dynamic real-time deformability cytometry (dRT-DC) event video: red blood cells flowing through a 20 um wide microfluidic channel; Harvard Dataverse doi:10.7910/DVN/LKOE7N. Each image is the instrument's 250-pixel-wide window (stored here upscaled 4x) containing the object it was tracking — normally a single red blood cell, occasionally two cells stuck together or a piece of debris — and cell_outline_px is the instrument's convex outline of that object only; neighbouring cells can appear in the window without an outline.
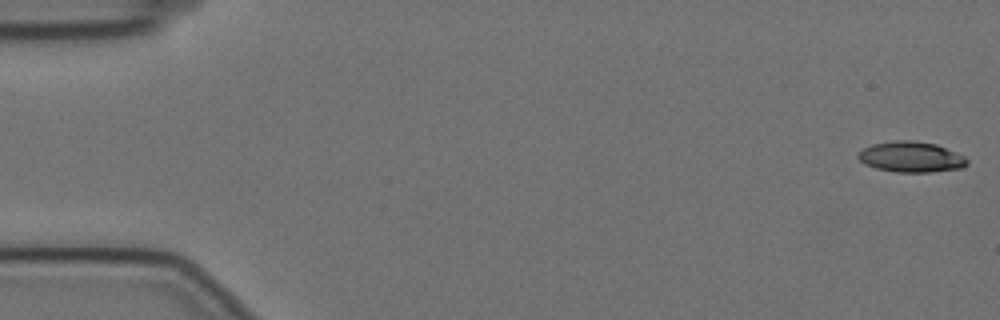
{"species": "Egyptian fruit bat (a non-hibernating species)", "species_latin": "Rousettus aegyptiacus", "temperature_condition": "cold", "stored_images_in_passage": 57, "camera_frame_rate_fps": 3000, "um_per_image_px": 0.085, "animal": {"sex": "female"}, "frame": {"image": 1, "passage_image": 1, "time_ms": 0.0, "image_size_px": [1000, 320], "cell_outline_px": [[968, 164], [964, 168], [932, 172], [896, 172], [876, 168], [864, 164], [856, 156], [864, 148], [872, 144], [896, 140], [908, 140], [936, 144], [964, 156], [968, 160]], "centroid_in_image_um": [77.45, 13.35], "position_along_channel_um": 7.5, "area_um2": 19.42}}
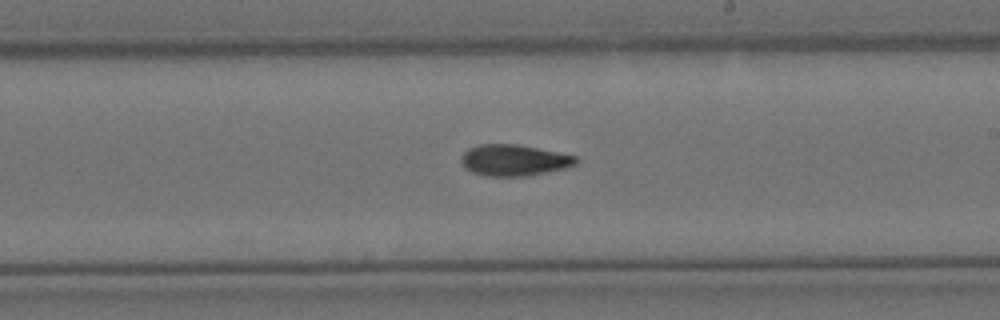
{"frame": {"image": 2, "passage_image": 33, "time_ms": 10.667, "image_size_px": [1000, 320], "cell_outline_px": [[580, 160], [576, 164], [564, 168], [528, 176], [488, 176], [472, 172], [464, 168], [460, 160], [464, 152], [468, 148], [480, 144], [516, 144], [576, 156]], "centroid_in_image_um": [43.66, 13.62], "position_along_channel_um": 245.3, "area_um2": 20.81}}
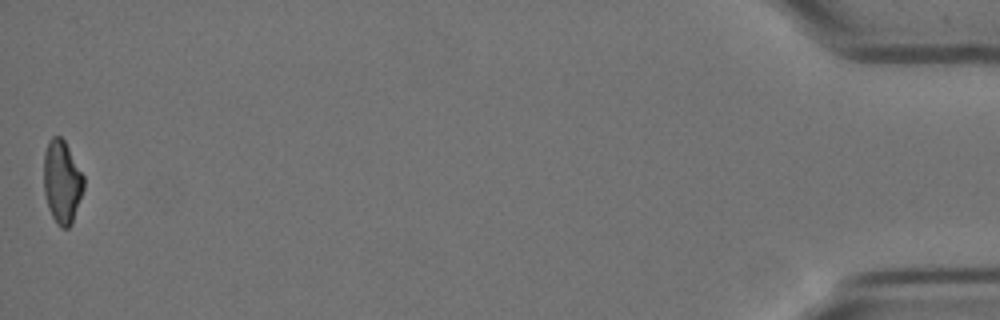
{"frame": {"image": 3, "passage_image": 57, "time_ms": 18.667, "image_size_px": [1000, 320], "cell_outline_px": [[84, 188], [72, 224], [68, 228], [60, 228], [56, 224], [48, 208], [44, 192], [44, 152], [48, 140], [52, 136], [60, 136], [64, 140], [84, 176]], "centroid_in_image_um": [5.26, 15.47], "position_along_channel_um": 429.9, "area_um2": 19.48}, "authors_computed_cell_mechanics": {"area_um2": 20.3456, "velocity_mm_per_s": 3.5278, "shape_relaxation_time_tau1_ms": 7.8557, "shape_relaxation_time_tau2_ms": null, "deformation_change_tau1": 0.2102, "deformation_change_tau2": null}}